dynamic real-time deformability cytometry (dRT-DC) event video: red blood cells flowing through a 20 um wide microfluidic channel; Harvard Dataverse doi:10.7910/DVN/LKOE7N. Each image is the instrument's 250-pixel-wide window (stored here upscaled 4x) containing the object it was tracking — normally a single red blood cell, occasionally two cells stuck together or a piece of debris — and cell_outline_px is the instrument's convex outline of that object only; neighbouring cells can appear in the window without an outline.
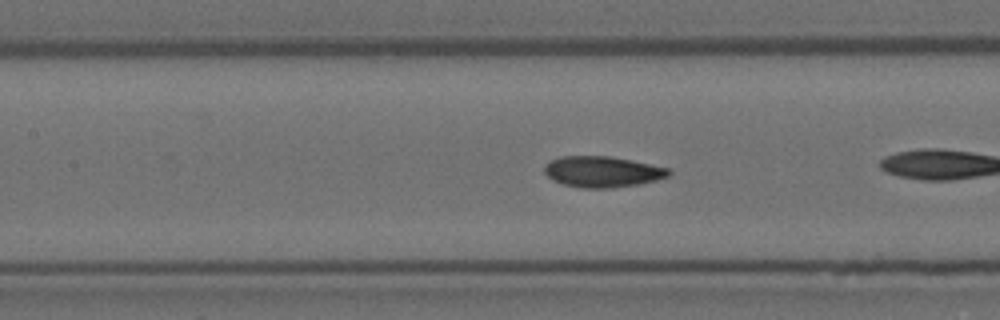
{"species": "Egyptian fruit bat (a non-hibernating species)", "species_latin": "Rousettus aegyptiacus", "temperature_condition": "room temperature", "stored_images_in_passage": 35, "camera_frame_rate_fps": 3000, "um_per_image_px": 0.085, "animal": {"sex": "female"}, "frame": {"image": 1, "passage_image": 13, "time_ms": 4.0, "image_size_px": [1000, 320], "cell_outline_px": [[672, 172], [668, 176], [656, 180], [636, 184], [612, 188], [580, 188], [564, 184], [552, 180], [544, 172], [544, 168], [552, 160], [560, 156], [612, 156], [632, 160], [668, 168]], "centroid_in_image_um": [51.2, 14.59], "position_along_channel_um": 156.2, "area_um2": 22.31}, "authors_computed_cell_mechanics": {"area_um2": 22.3108, "velocity_mm_per_s": 3.5795, "shape_relaxation_time_tau1_ms": 5.7372, "shape_relaxation_time_tau2_ms": 1.7042, "deformation_change_tau1": 0.1652, "deformation_change_tau2": 0.056}}